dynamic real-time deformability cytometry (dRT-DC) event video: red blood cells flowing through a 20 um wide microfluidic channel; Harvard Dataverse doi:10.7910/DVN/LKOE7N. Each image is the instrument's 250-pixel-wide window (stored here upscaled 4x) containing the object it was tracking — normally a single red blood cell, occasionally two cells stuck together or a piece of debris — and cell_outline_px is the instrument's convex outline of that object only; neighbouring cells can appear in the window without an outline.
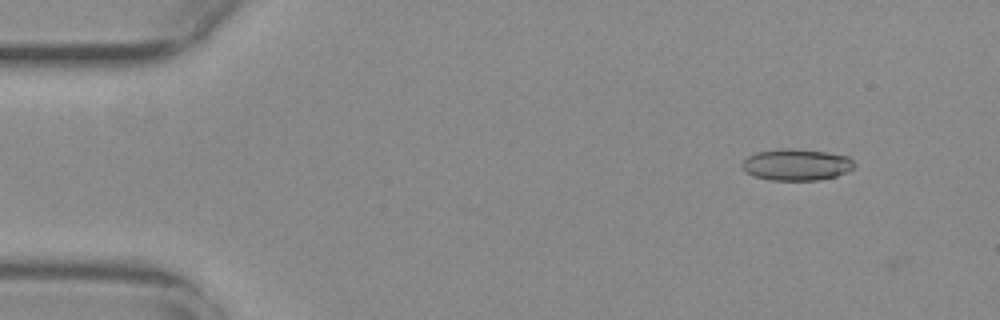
{"species": "common noctule bat (a hibernating species)", "species_latin": "Nyctalus noctula", "temperature_condition": "warm", "stored_images_in_passage": 3, "camera_frame_rate_fps": 3000, "um_per_image_px": 0.085, "animal": {"sex": "female", "body_mass_g": 29.2, "forearm_length_mm": 56.3}, "frame": {"image": 1, "passage_image": 2, "time_ms": 0.333, "image_size_px": [1000, 320], "cell_outline_px": [[856, 164], [852, 168], [836, 176], [820, 180], [772, 180], [756, 176], [748, 172], [740, 164], [748, 156], [756, 152], [780, 148], [792, 148], [828, 152], [848, 156]], "centroid_in_image_um": [67.71, 13.98], "position_along_channel_um": 17.3, "area_um2": 20.52}}